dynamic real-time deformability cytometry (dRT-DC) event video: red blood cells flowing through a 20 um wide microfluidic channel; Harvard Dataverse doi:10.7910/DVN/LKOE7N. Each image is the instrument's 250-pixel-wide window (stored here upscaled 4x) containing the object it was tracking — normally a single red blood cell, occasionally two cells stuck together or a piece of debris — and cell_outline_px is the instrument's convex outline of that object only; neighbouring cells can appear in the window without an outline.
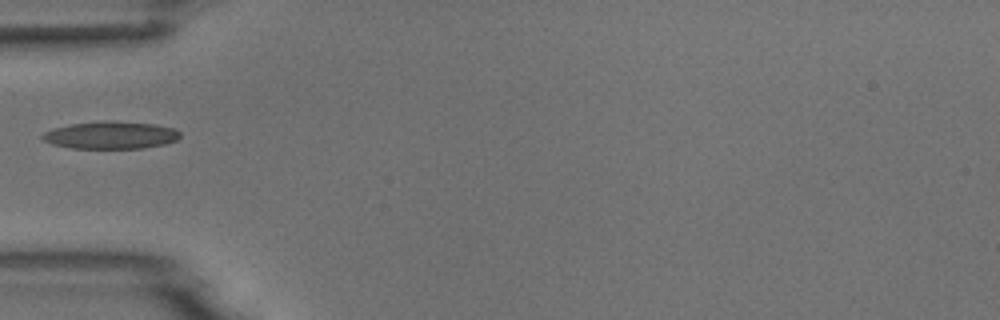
{"species": "common noctule bat (a hibernating species)", "species_latin": "Nyctalus noctula", "temperature_condition": "room temperature", "stored_images_in_passage": 6, "camera_frame_rate_fps": 3000, "um_per_image_px": 0.085, "animal": {"sex": "male", "body_mass_g": 18.8}, "frame": {"image": 1, "passage_image": 6, "time_ms": 5.667, "image_size_px": [1000, 320], "cell_outline_px": [[180, 136], [176, 140], [164, 144], [144, 148], [72, 148], [52, 144], [44, 140], [40, 136], [44, 132], [52, 128], [72, 124], [112, 120], [156, 124], [172, 128], [180, 132]], "centroid_in_image_um": [9.41, 11.48], "position_along_channel_um": 75.6, "area_um2": 21.96}}